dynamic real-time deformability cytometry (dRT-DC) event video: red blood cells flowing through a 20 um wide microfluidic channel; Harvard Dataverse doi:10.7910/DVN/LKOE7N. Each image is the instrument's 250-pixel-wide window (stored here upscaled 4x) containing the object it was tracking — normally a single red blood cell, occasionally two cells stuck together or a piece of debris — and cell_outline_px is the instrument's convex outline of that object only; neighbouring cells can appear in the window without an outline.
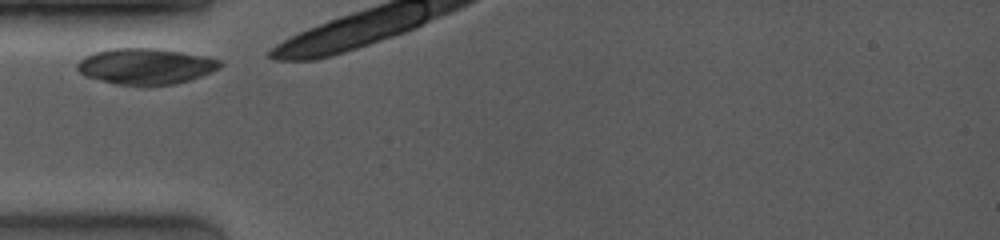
{"species": "common noctule bat (a hibernating species)", "species_latin": "Nyctalus noctula", "temperature_condition": "room temperature", "stored_images_in_passage": 23, "camera_frame_rate_fps": 4000, "um_per_image_px": 0.085, "animal": {"sex": "female", "body_mass_g": 19.0, "forearm_length_mm": 53.3}, "frame": {"image": 1, "passage_image": 1, "time_ms": 0.0, "image_size_px": [1000, 240], "cell_outline_px": [[224, 64], [220, 68], [212, 72], [176, 84], [144, 88], [116, 84], [84, 76], [76, 68], [76, 64], [84, 56], [108, 48], [160, 48], [208, 56], [220, 60]], "centroid_in_image_um": [12.4, 5.65], "position_along_channel_um": 72.6, "area_um2": 30.81}}